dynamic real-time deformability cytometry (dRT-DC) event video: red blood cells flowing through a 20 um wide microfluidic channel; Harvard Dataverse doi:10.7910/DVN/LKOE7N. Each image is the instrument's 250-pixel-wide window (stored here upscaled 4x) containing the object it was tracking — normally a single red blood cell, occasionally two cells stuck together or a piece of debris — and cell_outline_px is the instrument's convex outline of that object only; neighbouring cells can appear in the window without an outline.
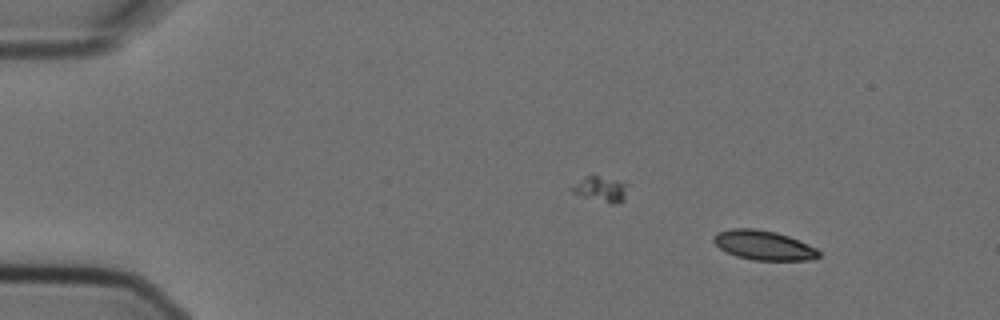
{"species": "Egyptian fruit bat (a non-hibernating species)", "species_latin": "Rousettus aegyptiacus", "temperature_condition": "cold", "stored_images_in_passage": 4, "camera_frame_rate_fps": 3000, "um_per_image_px": 0.085, "animal": {"sex": "female"}, "frame": {"image": 1, "passage_image": 1, "time_ms": 0.0, "image_size_px": [1000, 320], "cell_outline_px": [[820, 256], [812, 260], [752, 260], [736, 256], [720, 248], [712, 240], [712, 236], [716, 232], [732, 228], [756, 228], [776, 232], [788, 236], [816, 248], [820, 252]], "centroid_in_image_um": [64.88, 20.84], "position_along_channel_um": 20.1, "area_um2": 18.09}}
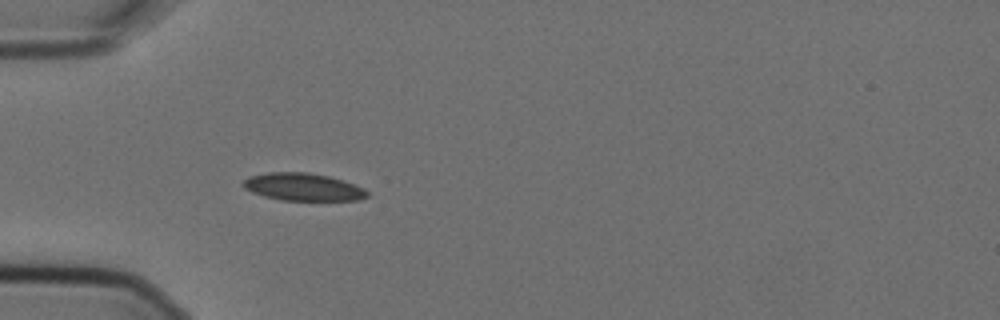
{"frame": {"image": 2, "passage_image": 4, "time_ms": 1.0, "image_size_px": [1000, 320], "cell_outline_px": [[368, 196], [356, 200], [280, 200], [264, 196], [252, 192], [244, 188], [240, 184], [248, 176], [268, 172], [308, 172], [328, 176], [364, 188], [368, 192]], "centroid_in_image_um": [25.69, 15.88], "position_along_channel_um": 59.3, "area_um2": 19.83}}